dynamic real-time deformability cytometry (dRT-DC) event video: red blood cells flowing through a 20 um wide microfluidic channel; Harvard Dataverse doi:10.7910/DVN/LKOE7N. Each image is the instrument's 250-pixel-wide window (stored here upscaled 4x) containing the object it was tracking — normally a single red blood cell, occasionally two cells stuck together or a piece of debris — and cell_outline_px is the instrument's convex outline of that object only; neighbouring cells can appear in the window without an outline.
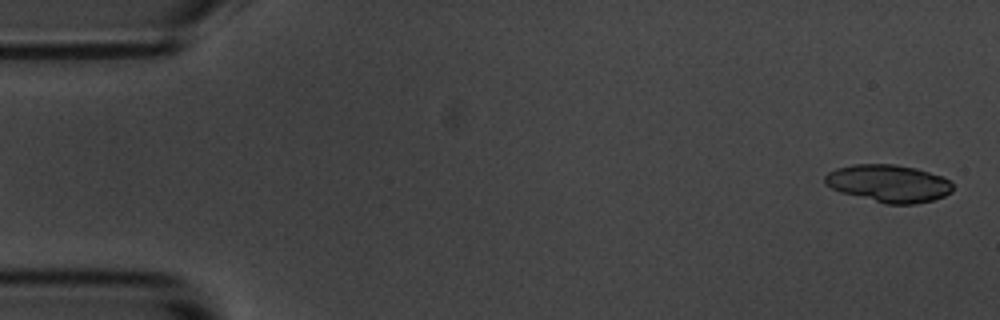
{"species": "common noctule bat (a hibernating species)", "species_latin": "Nyctalus noctula", "temperature_condition": "room temperature", "stored_images_in_passage": 13, "camera_frame_rate_fps": 3000, "um_per_image_px": 0.085, "animal": {"sex": "male", "body_mass_g": 20.1, "forearm_length_mm": 53.5}, "frame": {"image": 1, "passage_image": 2, "time_ms": 0.333, "image_size_px": [1000, 320], "cell_outline_px": [[952, 192], [944, 196], [932, 200], [916, 204], [884, 204], [840, 192], [824, 184], [824, 176], [828, 172], [836, 168], [852, 164], [896, 164], [916, 168], [940, 176], [948, 180], [952, 184]], "centroid_in_image_um": [75.49, 15.59], "position_along_channel_um": 9.5, "area_um2": 28.03}}